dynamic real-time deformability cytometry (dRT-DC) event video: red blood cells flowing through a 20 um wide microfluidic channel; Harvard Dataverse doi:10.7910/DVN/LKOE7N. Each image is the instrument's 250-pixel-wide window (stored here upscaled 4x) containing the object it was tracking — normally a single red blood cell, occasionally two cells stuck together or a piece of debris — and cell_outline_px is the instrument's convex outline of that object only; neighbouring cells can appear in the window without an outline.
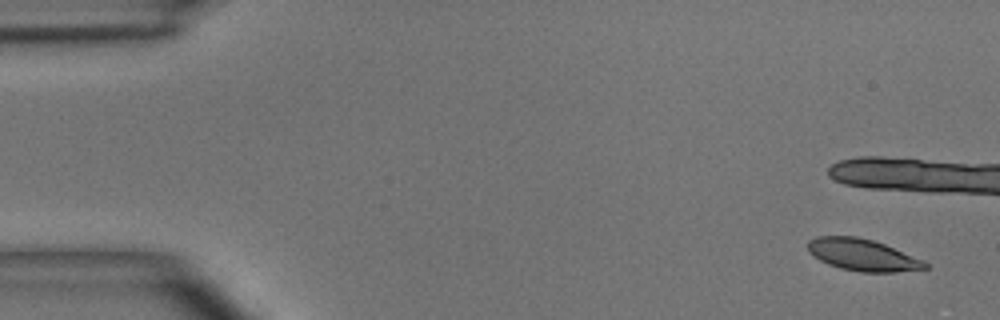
{"species": "common noctule bat (a hibernating species)", "species_latin": "Nyctalus noctula", "temperature_condition": "room temperature", "stored_images_in_passage": 7, "camera_frame_rate_fps": 3000, "um_per_image_px": 0.085, "animal": {"sex": "male", "body_mass_g": 15.6}, "frame": {"image": 1, "passage_image": 1, "time_ms": 0.0, "image_size_px": [1000, 320], "cell_outline_px": [[928, 268], [896, 272], [860, 272], [840, 268], [828, 264], [820, 260], [808, 252], [808, 240], [816, 236], [856, 236], [872, 240], [884, 244], [924, 260], [928, 264]], "centroid_in_image_um": [73.3, 21.66], "position_along_channel_um": 11.7, "area_um2": 21.73}}
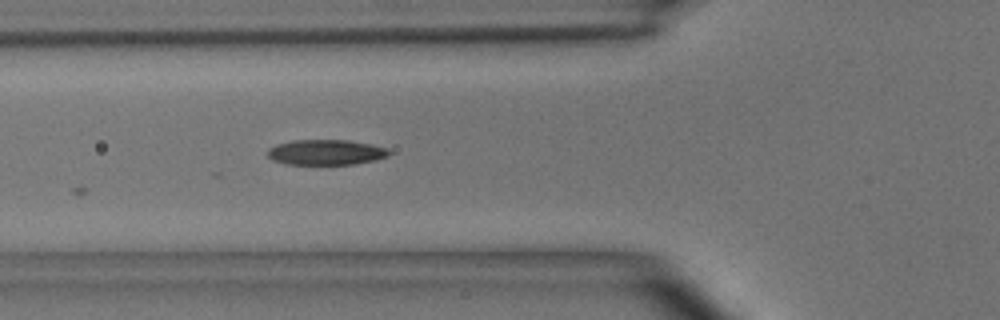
{"frame": {"image": 2, "passage_image": 7, "time_ms": 7.0, "image_size_px": [1000, 320], "cell_outline_px": [[392, 152], [388, 156], [376, 160], [356, 164], [288, 164], [272, 160], [268, 156], [268, 148], [276, 144], [292, 140], [348, 140], [372, 144], [388, 148]], "centroid_in_image_um": [27.74, 12.94], "position_along_channel_um": 98.1, "area_um2": 18.09}}